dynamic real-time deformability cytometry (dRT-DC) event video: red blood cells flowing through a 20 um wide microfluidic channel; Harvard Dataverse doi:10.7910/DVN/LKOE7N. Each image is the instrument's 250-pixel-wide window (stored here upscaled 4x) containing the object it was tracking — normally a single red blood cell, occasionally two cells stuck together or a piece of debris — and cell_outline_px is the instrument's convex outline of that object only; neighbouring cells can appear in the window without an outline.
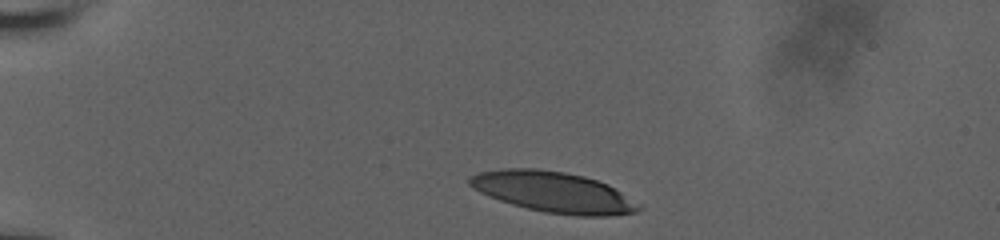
{"species": "human", "species_latin": "Homo sapiens", "temperature_condition": "room temperature", "stored_images_in_passage": 21, "camera_frame_rate_fps": 3000, "um_per_image_px": 0.085, "donor": {"sex": "male"}, "frame": {"image": 1, "passage_image": 1, "time_ms": 0.0, "image_size_px": [1000, 240], "cell_outline_px": [[644, 208], [636, 212], [604, 216], [576, 216], [544, 212], [512, 204], [488, 196], [472, 188], [468, 184], [468, 180], [472, 176], [480, 172], [504, 168], [536, 168], [564, 172], [584, 176], [608, 184], [640, 204]], "centroid_in_image_um": [47.05, 16.33], "position_along_channel_um": 38.0, "area_um2": 40.06}}
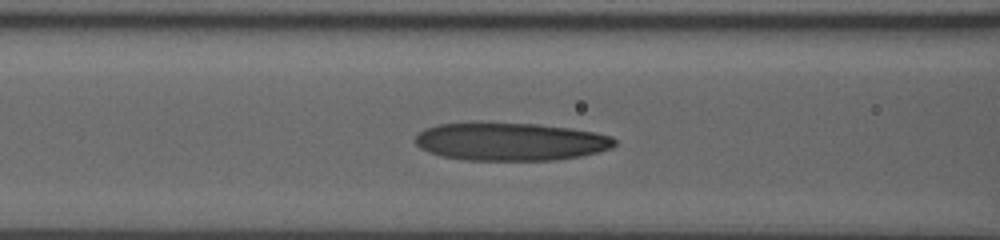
{"frame": {"image": 2, "passage_image": 10, "time_ms": 4.0, "image_size_px": [1000, 240], "cell_outline_px": [[616, 144], [612, 148], [600, 152], [580, 156], [552, 160], [464, 160], [444, 156], [428, 152], [420, 148], [416, 144], [416, 136], [424, 128], [436, 124], [540, 124], [572, 128], [596, 132], [612, 136], [616, 140]], "centroid_in_image_um": [43.45, 12.05], "position_along_channel_um": 123.2, "area_um2": 43.81}}
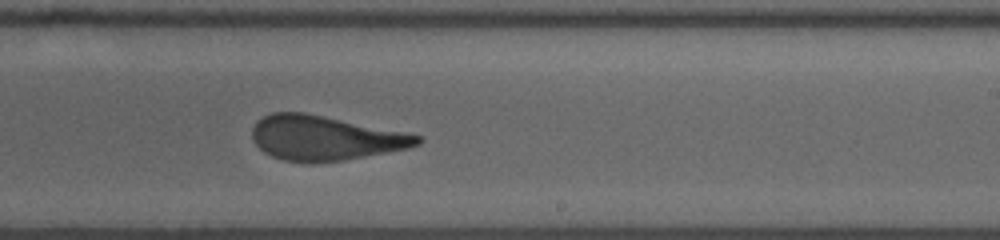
{"frame": {"image": 3, "passage_image": 21, "time_ms": 7.667, "image_size_px": [1000, 240], "cell_outline_px": [[424, 140], [420, 144], [408, 148], [344, 160], [284, 160], [272, 156], [264, 152], [256, 144], [252, 136], [252, 128], [256, 120], [272, 112], [304, 112], [404, 132], [420, 136]], "centroid_in_image_um": [27.6, 11.7], "position_along_channel_um": 261.4, "area_um2": 42.02}}